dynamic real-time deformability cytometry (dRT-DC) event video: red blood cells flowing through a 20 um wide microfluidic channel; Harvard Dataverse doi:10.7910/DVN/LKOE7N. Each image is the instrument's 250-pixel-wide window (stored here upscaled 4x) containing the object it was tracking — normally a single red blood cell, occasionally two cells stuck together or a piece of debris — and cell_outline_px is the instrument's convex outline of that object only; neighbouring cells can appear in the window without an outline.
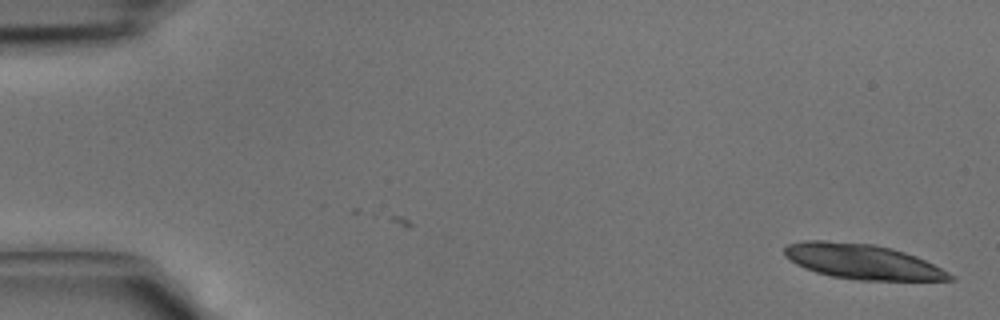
{"species": "common noctule bat (a hibernating species)", "species_latin": "Nyctalus noctula", "temperature_condition": "cold", "stored_images_in_passage": 20, "camera_frame_rate_fps": 3000, "um_per_image_px": 0.085, "animal": {"sex": "male", "body_mass_g": 15.6}, "frame": {"image": 1, "passage_image": 1, "time_ms": 0.0, "image_size_px": [1000, 320], "cell_outline_px": [[956, 280], [860, 280], [832, 276], [816, 272], [804, 268], [796, 264], [784, 256], [784, 248], [788, 244], [804, 240], [828, 240], [876, 244], [892, 248], [916, 256], [948, 272]], "centroid_in_image_um": [73.25, 22.22], "position_along_channel_um": 11.7, "area_um2": 33.7}}